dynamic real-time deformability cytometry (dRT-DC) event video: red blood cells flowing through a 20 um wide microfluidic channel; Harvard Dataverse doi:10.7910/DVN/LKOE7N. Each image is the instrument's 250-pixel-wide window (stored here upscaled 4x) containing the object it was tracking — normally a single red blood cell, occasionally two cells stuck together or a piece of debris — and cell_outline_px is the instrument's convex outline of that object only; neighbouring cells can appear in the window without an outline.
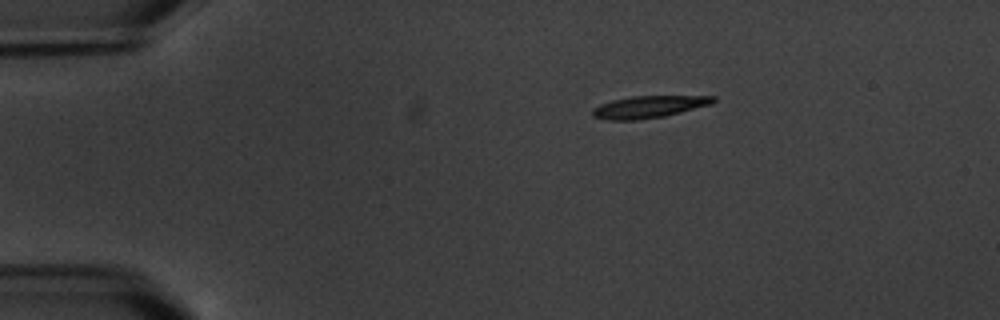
{"species": "common noctule bat (a hibernating species)", "species_latin": "Nyctalus noctula", "temperature_condition": "warm", "stored_images_in_passage": 2, "camera_frame_rate_fps": 3000, "um_per_image_px": 0.085, "animal": {"sex": "male", "body_mass_g": 20.1, "forearm_length_mm": 53.5}, "frame": {"image": 1, "passage_image": 1, "time_ms": 0.0, "image_size_px": [1000, 320], "cell_outline_px": [[716, 100], [712, 104], [664, 116], [636, 120], [608, 120], [592, 116], [592, 108], [600, 104], [612, 100], [632, 96], [716, 96]], "centroid_in_image_um": [55.13, 9.08], "position_along_channel_um": 29.9, "area_um2": 15.49}}